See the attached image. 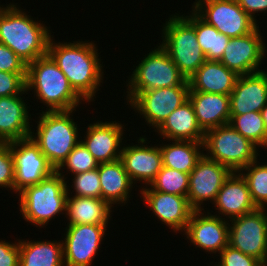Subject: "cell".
<instances>
[{
  "label": "cell",
  "mask_w": 267,
  "mask_h": 266,
  "mask_svg": "<svg viewBox=\"0 0 267 266\" xmlns=\"http://www.w3.org/2000/svg\"><path fill=\"white\" fill-rule=\"evenodd\" d=\"M52 38L49 39L47 53L65 74L74 91L86 103L93 101L104 78L96 45L92 41L55 43Z\"/></svg>",
  "instance_id": "1"
},
{
  "label": "cell",
  "mask_w": 267,
  "mask_h": 266,
  "mask_svg": "<svg viewBox=\"0 0 267 266\" xmlns=\"http://www.w3.org/2000/svg\"><path fill=\"white\" fill-rule=\"evenodd\" d=\"M13 3L0 6V43L27 65L47 54L50 30Z\"/></svg>",
  "instance_id": "2"
},
{
  "label": "cell",
  "mask_w": 267,
  "mask_h": 266,
  "mask_svg": "<svg viewBox=\"0 0 267 266\" xmlns=\"http://www.w3.org/2000/svg\"><path fill=\"white\" fill-rule=\"evenodd\" d=\"M25 81L26 91L34 89V96L46 105V111H76L84 101L48 53L27 65Z\"/></svg>",
  "instance_id": "3"
},
{
  "label": "cell",
  "mask_w": 267,
  "mask_h": 266,
  "mask_svg": "<svg viewBox=\"0 0 267 266\" xmlns=\"http://www.w3.org/2000/svg\"><path fill=\"white\" fill-rule=\"evenodd\" d=\"M65 179L54 171L38 184L27 186L19 192V209L26 222L43 228L52 218L66 212L70 186Z\"/></svg>",
  "instance_id": "4"
},
{
  "label": "cell",
  "mask_w": 267,
  "mask_h": 266,
  "mask_svg": "<svg viewBox=\"0 0 267 266\" xmlns=\"http://www.w3.org/2000/svg\"><path fill=\"white\" fill-rule=\"evenodd\" d=\"M73 111H43L37 132L30 135L55 170L81 141L77 123L71 118Z\"/></svg>",
  "instance_id": "5"
},
{
  "label": "cell",
  "mask_w": 267,
  "mask_h": 266,
  "mask_svg": "<svg viewBox=\"0 0 267 266\" xmlns=\"http://www.w3.org/2000/svg\"><path fill=\"white\" fill-rule=\"evenodd\" d=\"M160 46L168 53L180 72L188 79L206 61L205 54L197 42L195 11L189 16L175 13L162 28Z\"/></svg>",
  "instance_id": "6"
},
{
  "label": "cell",
  "mask_w": 267,
  "mask_h": 266,
  "mask_svg": "<svg viewBox=\"0 0 267 266\" xmlns=\"http://www.w3.org/2000/svg\"><path fill=\"white\" fill-rule=\"evenodd\" d=\"M128 81L126 97L128 103L142 91L189 86L188 79L160 45L143 57Z\"/></svg>",
  "instance_id": "7"
},
{
  "label": "cell",
  "mask_w": 267,
  "mask_h": 266,
  "mask_svg": "<svg viewBox=\"0 0 267 266\" xmlns=\"http://www.w3.org/2000/svg\"><path fill=\"white\" fill-rule=\"evenodd\" d=\"M204 149L208 158L240 172L251 162L258 159L257 146L242 136L230 124L212 128L205 132Z\"/></svg>",
  "instance_id": "8"
},
{
  "label": "cell",
  "mask_w": 267,
  "mask_h": 266,
  "mask_svg": "<svg viewBox=\"0 0 267 266\" xmlns=\"http://www.w3.org/2000/svg\"><path fill=\"white\" fill-rule=\"evenodd\" d=\"M267 208L233 218L229 222L228 245L267 266Z\"/></svg>",
  "instance_id": "9"
},
{
  "label": "cell",
  "mask_w": 267,
  "mask_h": 266,
  "mask_svg": "<svg viewBox=\"0 0 267 266\" xmlns=\"http://www.w3.org/2000/svg\"><path fill=\"white\" fill-rule=\"evenodd\" d=\"M192 7L204 21L230 38L249 34L258 27L236 0H196Z\"/></svg>",
  "instance_id": "10"
},
{
  "label": "cell",
  "mask_w": 267,
  "mask_h": 266,
  "mask_svg": "<svg viewBox=\"0 0 267 266\" xmlns=\"http://www.w3.org/2000/svg\"><path fill=\"white\" fill-rule=\"evenodd\" d=\"M189 86H174L142 91L130 102L131 108L156 131L167 117L188 100Z\"/></svg>",
  "instance_id": "11"
},
{
  "label": "cell",
  "mask_w": 267,
  "mask_h": 266,
  "mask_svg": "<svg viewBox=\"0 0 267 266\" xmlns=\"http://www.w3.org/2000/svg\"><path fill=\"white\" fill-rule=\"evenodd\" d=\"M14 159V192L38 184L51 175L54 167L31 137L10 142Z\"/></svg>",
  "instance_id": "12"
},
{
  "label": "cell",
  "mask_w": 267,
  "mask_h": 266,
  "mask_svg": "<svg viewBox=\"0 0 267 266\" xmlns=\"http://www.w3.org/2000/svg\"><path fill=\"white\" fill-rule=\"evenodd\" d=\"M231 173L229 168L208 158L204 153L189 174L187 198L191 207L194 210H204L201 206L204 201L210 200L214 203L219 190Z\"/></svg>",
  "instance_id": "13"
},
{
  "label": "cell",
  "mask_w": 267,
  "mask_h": 266,
  "mask_svg": "<svg viewBox=\"0 0 267 266\" xmlns=\"http://www.w3.org/2000/svg\"><path fill=\"white\" fill-rule=\"evenodd\" d=\"M108 225H67L63 243L64 266H91Z\"/></svg>",
  "instance_id": "14"
},
{
  "label": "cell",
  "mask_w": 267,
  "mask_h": 266,
  "mask_svg": "<svg viewBox=\"0 0 267 266\" xmlns=\"http://www.w3.org/2000/svg\"><path fill=\"white\" fill-rule=\"evenodd\" d=\"M261 35L258 25L249 34L230 38L220 62L238 75H250L264 71L259 69V66L267 52V49L265 50L267 47H265L266 44L263 43Z\"/></svg>",
  "instance_id": "15"
},
{
  "label": "cell",
  "mask_w": 267,
  "mask_h": 266,
  "mask_svg": "<svg viewBox=\"0 0 267 266\" xmlns=\"http://www.w3.org/2000/svg\"><path fill=\"white\" fill-rule=\"evenodd\" d=\"M201 211L194 210L184 233L190 243L208 254L220 253L228 245L229 223L217 214Z\"/></svg>",
  "instance_id": "16"
},
{
  "label": "cell",
  "mask_w": 267,
  "mask_h": 266,
  "mask_svg": "<svg viewBox=\"0 0 267 266\" xmlns=\"http://www.w3.org/2000/svg\"><path fill=\"white\" fill-rule=\"evenodd\" d=\"M146 141L147 138L139 137L136 145L124 144L120 160L132 183L140 181L148 186L163 167V161L160 146L148 147Z\"/></svg>",
  "instance_id": "17"
},
{
  "label": "cell",
  "mask_w": 267,
  "mask_h": 266,
  "mask_svg": "<svg viewBox=\"0 0 267 266\" xmlns=\"http://www.w3.org/2000/svg\"><path fill=\"white\" fill-rule=\"evenodd\" d=\"M143 201L158 217V219L173 229L174 232L185 231L194 209L189 204L187 196H178L142 188Z\"/></svg>",
  "instance_id": "18"
},
{
  "label": "cell",
  "mask_w": 267,
  "mask_h": 266,
  "mask_svg": "<svg viewBox=\"0 0 267 266\" xmlns=\"http://www.w3.org/2000/svg\"><path fill=\"white\" fill-rule=\"evenodd\" d=\"M123 126L116 121L89 124L81 142L99 164L118 160L123 148Z\"/></svg>",
  "instance_id": "19"
},
{
  "label": "cell",
  "mask_w": 267,
  "mask_h": 266,
  "mask_svg": "<svg viewBox=\"0 0 267 266\" xmlns=\"http://www.w3.org/2000/svg\"><path fill=\"white\" fill-rule=\"evenodd\" d=\"M230 115L261 112L267 104V71L239 75L229 95Z\"/></svg>",
  "instance_id": "20"
},
{
  "label": "cell",
  "mask_w": 267,
  "mask_h": 266,
  "mask_svg": "<svg viewBox=\"0 0 267 266\" xmlns=\"http://www.w3.org/2000/svg\"><path fill=\"white\" fill-rule=\"evenodd\" d=\"M214 207L227 219L240 217L257 209L252 201L248 184L240 172H232L215 199Z\"/></svg>",
  "instance_id": "21"
},
{
  "label": "cell",
  "mask_w": 267,
  "mask_h": 266,
  "mask_svg": "<svg viewBox=\"0 0 267 266\" xmlns=\"http://www.w3.org/2000/svg\"><path fill=\"white\" fill-rule=\"evenodd\" d=\"M24 92L28 94L25 89L19 95L0 97V143L26 139L31 135V117L26 100L21 97Z\"/></svg>",
  "instance_id": "22"
},
{
  "label": "cell",
  "mask_w": 267,
  "mask_h": 266,
  "mask_svg": "<svg viewBox=\"0 0 267 266\" xmlns=\"http://www.w3.org/2000/svg\"><path fill=\"white\" fill-rule=\"evenodd\" d=\"M239 75L220 61L206 60L188 78L189 91L230 95Z\"/></svg>",
  "instance_id": "23"
},
{
  "label": "cell",
  "mask_w": 267,
  "mask_h": 266,
  "mask_svg": "<svg viewBox=\"0 0 267 266\" xmlns=\"http://www.w3.org/2000/svg\"><path fill=\"white\" fill-rule=\"evenodd\" d=\"M198 125L206 132L230 121L229 95L189 91Z\"/></svg>",
  "instance_id": "24"
},
{
  "label": "cell",
  "mask_w": 267,
  "mask_h": 266,
  "mask_svg": "<svg viewBox=\"0 0 267 266\" xmlns=\"http://www.w3.org/2000/svg\"><path fill=\"white\" fill-rule=\"evenodd\" d=\"M161 138L204 142L205 132L198 125L192 103L188 99L175 109L157 129Z\"/></svg>",
  "instance_id": "25"
},
{
  "label": "cell",
  "mask_w": 267,
  "mask_h": 266,
  "mask_svg": "<svg viewBox=\"0 0 267 266\" xmlns=\"http://www.w3.org/2000/svg\"><path fill=\"white\" fill-rule=\"evenodd\" d=\"M97 168L101 187V199L105 200L111 207L115 204H127L134 184L124 169L121 160L100 163Z\"/></svg>",
  "instance_id": "26"
},
{
  "label": "cell",
  "mask_w": 267,
  "mask_h": 266,
  "mask_svg": "<svg viewBox=\"0 0 267 266\" xmlns=\"http://www.w3.org/2000/svg\"><path fill=\"white\" fill-rule=\"evenodd\" d=\"M111 206L101 198L78 197L68 194L66 202L68 225H108Z\"/></svg>",
  "instance_id": "27"
},
{
  "label": "cell",
  "mask_w": 267,
  "mask_h": 266,
  "mask_svg": "<svg viewBox=\"0 0 267 266\" xmlns=\"http://www.w3.org/2000/svg\"><path fill=\"white\" fill-rule=\"evenodd\" d=\"M19 266H64L61 241L18 240Z\"/></svg>",
  "instance_id": "28"
},
{
  "label": "cell",
  "mask_w": 267,
  "mask_h": 266,
  "mask_svg": "<svg viewBox=\"0 0 267 266\" xmlns=\"http://www.w3.org/2000/svg\"><path fill=\"white\" fill-rule=\"evenodd\" d=\"M173 141L171 144L160 145L163 166L190 174L198 160L204 154L203 142L188 140ZM201 147L203 150H201Z\"/></svg>",
  "instance_id": "29"
},
{
  "label": "cell",
  "mask_w": 267,
  "mask_h": 266,
  "mask_svg": "<svg viewBox=\"0 0 267 266\" xmlns=\"http://www.w3.org/2000/svg\"><path fill=\"white\" fill-rule=\"evenodd\" d=\"M197 42L208 61H220L230 37L220 33L195 12Z\"/></svg>",
  "instance_id": "30"
},
{
  "label": "cell",
  "mask_w": 267,
  "mask_h": 266,
  "mask_svg": "<svg viewBox=\"0 0 267 266\" xmlns=\"http://www.w3.org/2000/svg\"><path fill=\"white\" fill-rule=\"evenodd\" d=\"M229 124L256 146L267 148V130L261 112L252 111L242 115H230Z\"/></svg>",
  "instance_id": "31"
},
{
  "label": "cell",
  "mask_w": 267,
  "mask_h": 266,
  "mask_svg": "<svg viewBox=\"0 0 267 266\" xmlns=\"http://www.w3.org/2000/svg\"><path fill=\"white\" fill-rule=\"evenodd\" d=\"M263 164L260 165L256 159L240 171L248 184L252 201L257 208L267 206V164Z\"/></svg>",
  "instance_id": "32"
},
{
  "label": "cell",
  "mask_w": 267,
  "mask_h": 266,
  "mask_svg": "<svg viewBox=\"0 0 267 266\" xmlns=\"http://www.w3.org/2000/svg\"><path fill=\"white\" fill-rule=\"evenodd\" d=\"M149 186L154 191L187 196L189 174L163 166Z\"/></svg>",
  "instance_id": "33"
},
{
  "label": "cell",
  "mask_w": 267,
  "mask_h": 266,
  "mask_svg": "<svg viewBox=\"0 0 267 266\" xmlns=\"http://www.w3.org/2000/svg\"><path fill=\"white\" fill-rule=\"evenodd\" d=\"M98 162L94 159L93 155L87 150L84 144L80 141L73 150L68 154L62 164L56 171L63 177V169H68L71 174L84 173L86 171L94 170L98 167ZM65 167V168H64ZM62 169V170H61ZM62 171V172H61Z\"/></svg>",
  "instance_id": "34"
},
{
  "label": "cell",
  "mask_w": 267,
  "mask_h": 266,
  "mask_svg": "<svg viewBox=\"0 0 267 266\" xmlns=\"http://www.w3.org/2000/svg\"><path fill=\"white\" fill-rule=\"evenodd\" d=\"M71 188L78 197L101 198L98 168L84 173L74 174Z\"/></svg>",
  "instance_id": "35"
},
{
  "label": "cell",
  "mask_w": 267,
  "mask_h": 266,
  "mask_svg": "<svg viewBox=\"0 0 267 266\" xmlns=\"http://www.w3.org/2000/svg\"><path fill=\"white\" fill-rule=\"evenodd\" d=\"M0 187L14 192V159L10 142L0 143Z\"/></svg>",
  "instance_id": "36"
},
{
  "label": "cell",
  "mask_w": 267,
  "mask_h": 266,
  "mask_svg": "<svg viewBox=\"0 0 267 266\" xmlns=\"http://www.w3.org/2000/svg\"><path fill=\"white\" fill-rule=\"evenodd\" d=\"M218 266H265L260 260L227 245L220 253Z\"/></svg>",
  "instance_id": "37"
},
{
  "label": "cell",
  "mask_w": 267,
  "mask_h": 266,
  "mask_svg": "<svg viewBox=\"0 0 267 266\" xmlns=\"http://www.w3.org/2000/svg\"><path fill=\"white\" fill-rule=\"evenodd\" d=\"M26 73L0 71V97L19 95L26 89Z\"/></svg>",
  "instance_id": "38"
},
{
  "label": "cell",
  "mask_w": 267,
  "mask_h": 266,
  "mask_svg": "<svg viewBox=\"0 0 267 266\" xmlns=\"http://www.w3.org/2000/svg\"><path fill=\"white\" fill-rule=\"evenodd\" d=\"M0 71L26 73L27 64L20 59L8 46L0 43Z\"/></svg>",
  "instance_id": "39"
},
{
  "label": "cell",
  "mask_w": 267,
  "mask_h": 266,
  "mask_svg": "<svg viewBox=\"0 0 267 266\" xmlns=\"http://www.w3.org/2000/svg\"><path fill=\"white\" fill-rule=\"evenodd\" d=\"M19 243L0 241V266H19Z\"/></svg>",
  "instance_id": "40"
},
{
  "label": "cell",
  "mask_w": 267,
  "mask_h": 266,
  "mask_svg": "<svg viewBox=\"0 0 267 266\" xmlns=\"http://www.w3.org/2000/svg\"><path fill=\"white\" fill-rule=\"evenodd\" d=\"M240 7L253 19L255 13L267 12V0H236Z\"/></svg>",
  "instance_id": "41"
},
{
  "label": "cell",
  "mask_w": 267,
  "mask_h": 266,
  "mask_svg": "<svg viewBox=\"0 0 267 266\" xmlns=\"http://www.w3.org/2000/svg\"><path fill=\"white\" fill-rule=\"evenodd\" d=\"M261 115H262L266 130H267V104L262 108Z\"/></svg>",
  "instance_id": "42"
}]
</instances>
